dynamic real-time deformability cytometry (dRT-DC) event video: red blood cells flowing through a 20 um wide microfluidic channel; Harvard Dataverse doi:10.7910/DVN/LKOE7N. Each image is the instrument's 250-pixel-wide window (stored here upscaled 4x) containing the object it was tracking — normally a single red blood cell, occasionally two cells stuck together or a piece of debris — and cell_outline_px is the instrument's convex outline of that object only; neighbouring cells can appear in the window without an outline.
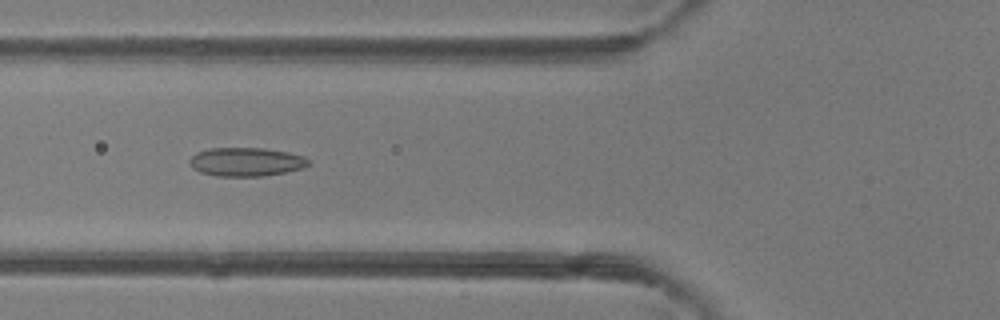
{"species": "common noctule bat (a hibernating species)", "species_latin": "Nyctalus noctula", "temperature_condition": "room temperature", "stored_images_in_passage": 49, "camera_frame_rate_fps": 3000, "um_per_image_px": 0.085, "animal": {"sex": "female"}, "frame": {"image": 1, "passage_image": 19, "time_ms": 6.0, "image_size_px": [1000, 320], "cell_outline_px": [[312, 160], [304, 168], [264, 176], [216, 176], [200, 172], [192, 168], [188, 160], [196, 152], [208, 148], [264, 148], [288, 152], [304, 156]], "centroid_in_image_um": [20.92, 13.75], "position_along_channel_um": 104.9, "area_um2": 20.06}}
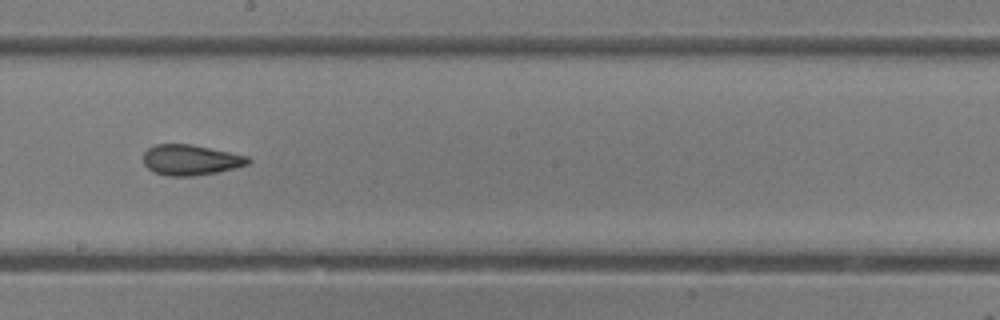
{"frame": {"image": 2, "passage_image": 28, "time_ms": 9.0, "image_size_px": [1000, 320], "cell_outline_px": [[252, 160], [248, 164], [236, 168], [216, 172], [192, 176], [168, 176], [152, 172], [144, 164], [144, 152], [148, 148], [156, 144], [188, 144], [248, 156]], "centroid_in_image_um": [16.19, 13.6], "position_along_channel_um": 232.0, "area_um2": 18.5}}
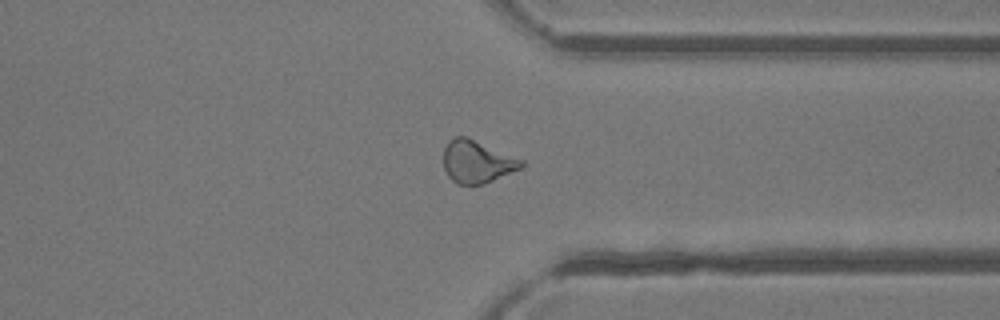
{"frame": {"image": 3, "passage_image": 38, "time_ms": 12.333, "image_size_px": [1000, 320], "cell_outline_px": [[524, 164], [520, 168], [484, 184], [456, 184], [448, 176], [444, 168], [444, 148], [448, 140], [456, 136], [468, 136], [524, 160]], "centroid_in_image_um": [40.53, 13.72], "position_along_channel_um": 370.9, "area_um2": 19.36}, "authors_computed_cell_mechanics": {"area_um2": 20.1722, "velocity_mm_per_s": 4.2211, "shape_relaxation_time_tau1_ms": null, "shape_relaxation_time_tau2_ms": 1.8861, "deformation_change_tau1": null, "deformation_change_tau2": 0.0988}}